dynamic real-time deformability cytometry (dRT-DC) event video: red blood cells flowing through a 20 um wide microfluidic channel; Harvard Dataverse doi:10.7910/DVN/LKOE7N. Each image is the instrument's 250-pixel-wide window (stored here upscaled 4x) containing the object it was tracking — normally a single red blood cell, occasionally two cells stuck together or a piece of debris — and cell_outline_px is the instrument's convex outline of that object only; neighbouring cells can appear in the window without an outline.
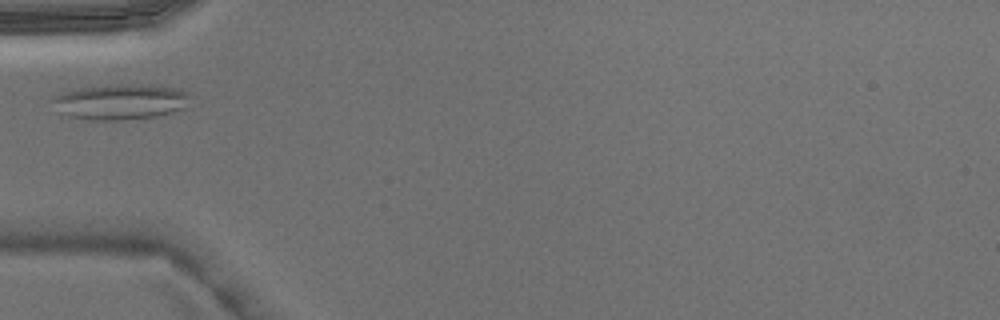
{"species": "Egyptian fruit bat (a non-hibernating species)", "species_latin": "Rousettus aegyptiacus", "temperature_condition": "warm", "stored_images_in_passage": 3, "camera_frame_rate_fps": 3000, "um_per_image_px": 0.085, "animal": {"sex": "male"}, "frame": {"image": 1, "passage_image": 2, "time_ms": 0.333, "image_size_px": [1000, 320], "cell_outline_px": [[196, 96], [184, 108], [172, 112], [156, 116], [124, 120], [88, 120], [68, 116], [60, 112], [52, 100], [52, 96], [60, 92], [76, 88], [112, 84], [144, 84], [180, 88]], "centroid_in_image_um": [10.29, 8.63], "position_along_channel_um": 74.7, "area_um2": 29.19}}